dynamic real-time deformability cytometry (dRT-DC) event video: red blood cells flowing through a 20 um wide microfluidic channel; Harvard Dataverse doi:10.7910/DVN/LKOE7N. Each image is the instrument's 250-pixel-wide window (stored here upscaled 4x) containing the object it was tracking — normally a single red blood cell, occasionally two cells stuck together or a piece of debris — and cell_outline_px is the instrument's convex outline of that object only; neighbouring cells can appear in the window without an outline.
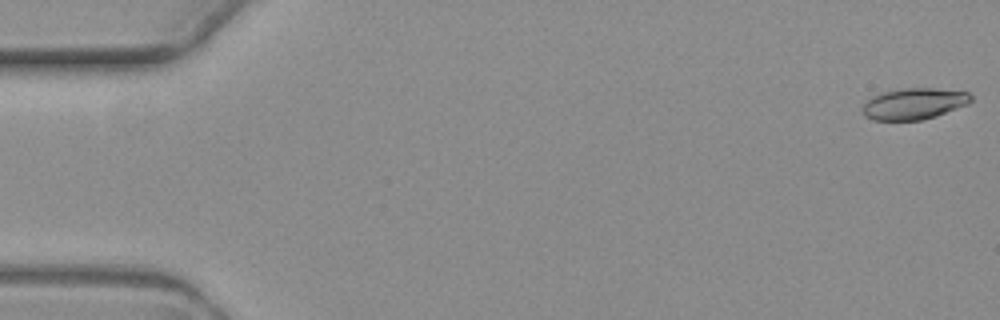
{"species": "common noctule bat (a hibernating species)", "species_latin": "Nyctalus noctula", "temperature_condition": "warm", "stored_images_in_passage": 6, "camera_frame_rate_fps": 3000, "um_per_image_px": 0.085, "animal": {"sex": "female", "body_mass_g": 19.3, "forearm_length_mm": 54.1}, "frame": {"image": 1, "passage_image": 1, "time_ms": 0.0, "image_size_px": [1000, 320], "cell_outline_px": [[972, 100], [968, 104], [936, 116], [920, 120], [872, 120], [864, 116], [860, 108], [872, 96], [880, 92], [900, 88], [936, 88], [968, 92], [972, 96]], "centroid_in_image_um": [77.66, 8.81], "position_along_channel_um": 7.3, "area_um2": 20.0}}
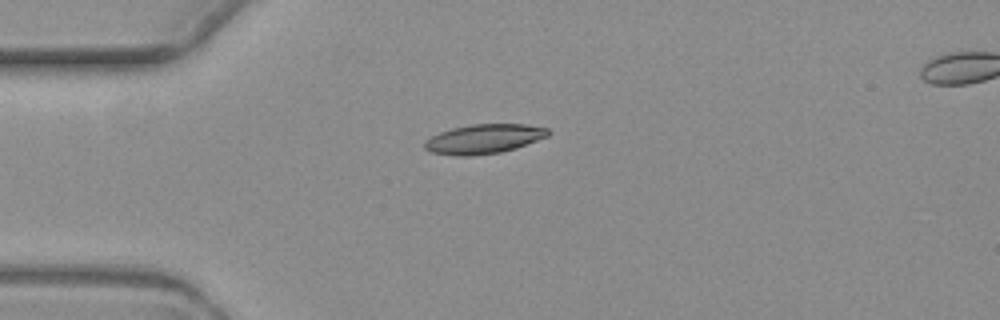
{"frame": {"image": 2, "passage_image": 5, "time_ms": 4.667, "image_size_px": [1000, 320], "cell_outline_px": [[552, 132], [548, 136], [516, 148], [500, 152], [472, 156], [456, 156], [432, 152], [424, 148], [424, 140], [440, 132], [452, 128], [472, 124], [528, 124], [548, 128]], "centroid_in_image_um": [41.14, 11.8], "position_along_channel_um": 43.9, "area_um2": 21.27}}